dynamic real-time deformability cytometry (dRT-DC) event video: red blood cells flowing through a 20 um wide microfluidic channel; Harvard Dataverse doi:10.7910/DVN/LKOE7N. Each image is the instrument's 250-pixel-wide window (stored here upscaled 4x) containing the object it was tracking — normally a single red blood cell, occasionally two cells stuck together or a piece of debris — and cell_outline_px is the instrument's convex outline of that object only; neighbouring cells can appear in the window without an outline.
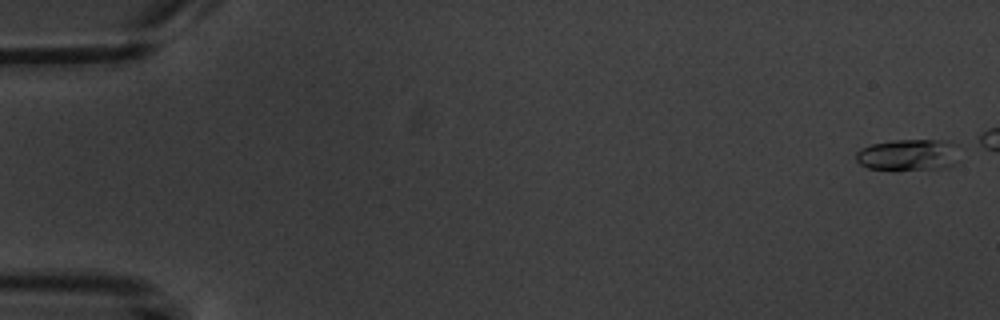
{"species": "common noctule bat (a hibernating species)", "species_latin": "Nyctalus noctula", "temperature_condition": "warm", "stored_images_in_passage": 8, "camera_frame_rate_fps": 3000, "um_per_image_px": 0.085, "animal": {"sex": "male", "body_mass_g": 20.1, "forearm_length_mm": 53.5}, "frame": {"image": 1, "passage_image": 1, "time_ms": 0.0, "image_size_px": [1000, 320], "cell_outline_px": [[956, 164], [948, 168], [896, 172], [868, 168], [860, 164], [856, 160], [856, 152], [860, 148], [872, 144], [892, 140], [940, 140], [948, 144]], "centroid_in_image_um": [77.04, 13.23], "position_along_channel_um": 8.0, "area_um2": 18.96}}